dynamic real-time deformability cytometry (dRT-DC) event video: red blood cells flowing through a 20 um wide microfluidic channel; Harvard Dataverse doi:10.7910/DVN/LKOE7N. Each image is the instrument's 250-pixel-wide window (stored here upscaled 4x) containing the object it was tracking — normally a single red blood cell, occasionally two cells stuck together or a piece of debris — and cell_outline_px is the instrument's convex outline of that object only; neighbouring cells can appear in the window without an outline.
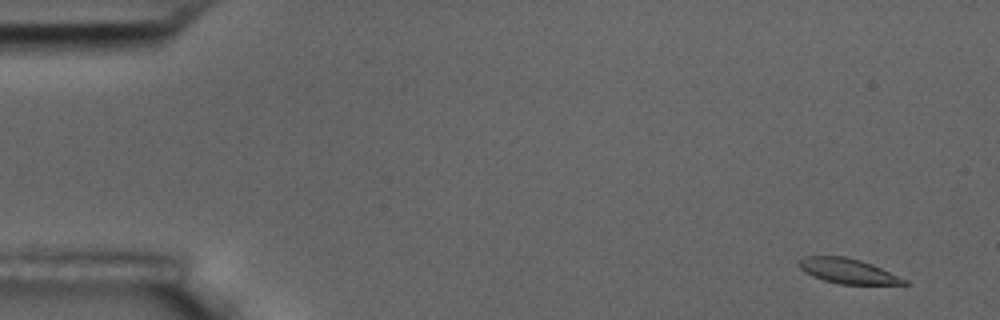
{"species": "common noctule bat (a hibernating species)", "species_latin": "Nyctalus noctula", "temperature_condition": "room temperature", "stored_images_in_passage": 5, "camera_frame_rate_fps": 3000, "um_per_image_px": 0.085, "animal": {"sex": "male", "body_mass_g": 17.5, "forearm_length_mm": 52.3}, "frame": {"image": 1, "passage_image": 1, "time_ms": 0.0, "image_size_px": [1000, 320], "cell_outline_px": [[908, 284], [840, 284], [824, 280], [812, 276], [804, 272], [796, 264], [804, 256], [844, 256], [860, 260], [872, 264], [908, 280]], "centroid_in_image_um": [72.03, 23.03], "position_along_channel_um": 13.0, "area_um2": 15.26}}
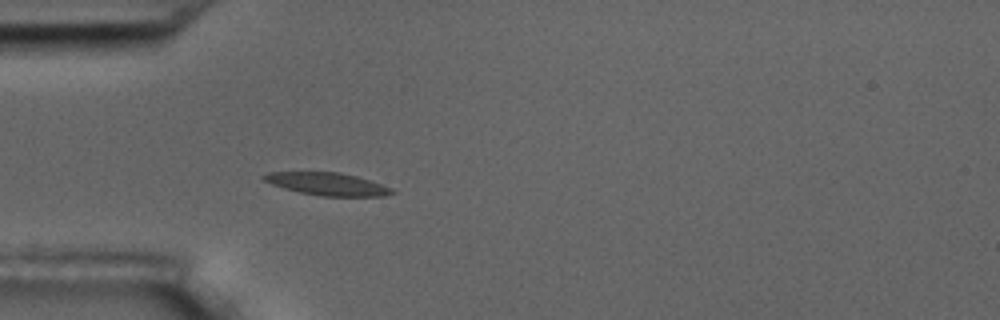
{"frame": {"image": 2, "passage_image": 5, "time_ms": 4.667, "image_size_px": [1000, 320], "cell_outline_px": [[396, 192], [384, 196], [324, 196], [300, 192], [284, 188], [272, 184], [264, 180], [260, 176], [268, 172], [340, 172], [356, 176], [392, 188]], "centroid_in_image_um": [27.81, 15.63], "position_along_channel_um": 57.2, "area_um2": 16.7}}